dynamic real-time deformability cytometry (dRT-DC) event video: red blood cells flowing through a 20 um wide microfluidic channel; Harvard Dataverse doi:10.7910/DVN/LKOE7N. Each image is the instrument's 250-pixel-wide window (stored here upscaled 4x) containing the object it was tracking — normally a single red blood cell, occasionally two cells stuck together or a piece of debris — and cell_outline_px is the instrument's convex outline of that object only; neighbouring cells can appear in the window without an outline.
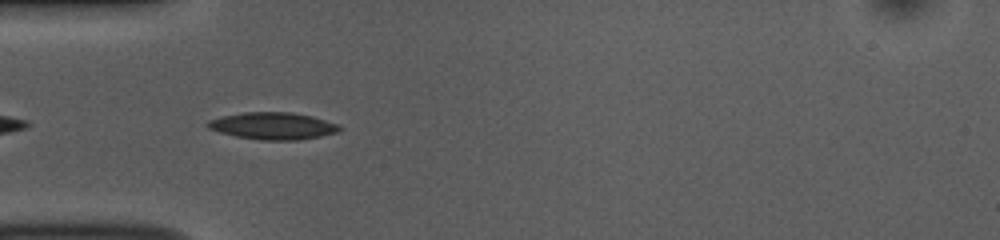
{"species": "common noctule bat (a hibernating species)", "species_latin": "Nyctalus noctula", "temperature_condition": "room temperature", "stored_images_in_passage": 19, "camera_frame_rate_fps": 3000, "um_per_image_px": 0.085, "animal": {"sex": "female", "body_mass_g": 10.0, "forearm_length_mm": 53.1}, "frame": {"image": 1, "passage_image": 2, "time_ms": 0.333, "image_size_px": [1000, 240], "cell_outline_px": [[344, 128], [340, 132], [320, 136], [296, 140], [260, 140], [236, 136], [220, 132], [208, 128], [204, 124], [208, 120], [220, 116], [244, 112], [292, 112], [312, 116], [336, 124]], "centroid_in_image_um": [23.18, 10.7], "position_along_channel_um": 61.8, "area_um2": 20.87}}
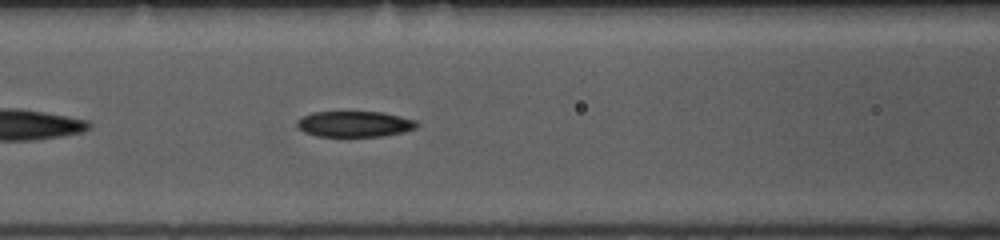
{"frame": {"image": 2, "passage_image": 8, "time_ms": 2.333, "image_size_px": [1000, 240], "cell_outline_px": [[420, 124], [416, 128], [404, 132], [384, 136], [316, 136], [304, 132], [296, 128], [296, 120], [312, 112], [384, 112], [416, 120]], "centroid_in_image_um": [30.14, 10.54], "position_along_channel_um": 136.5, "area_um2": 18.21}}
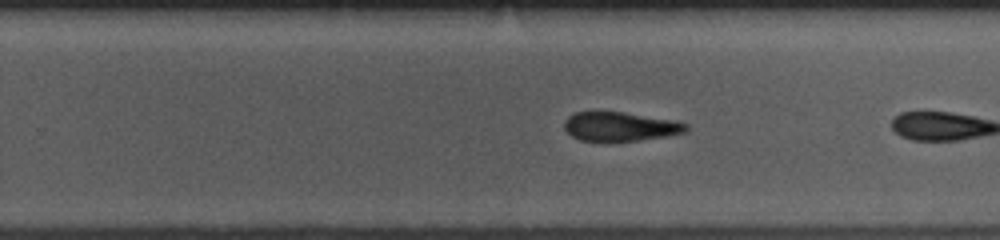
{"frame": {"image": 3, "passage_image": 17, "time_ms": 5.333, "image_size_px": [1000, 240], "cell_outline_px": [[688, 128], [684, 132], [664, 136], [636, 140], [580, 140], [572, 136], [564, 128], [564, 120], [568, 116], [576, 112], [624, 112], [676, 120], [688, 124]], "centroid_in_image_um": [52.71, 10.73], "position_along_channel_um": 277.1, "area_um2": 20.29}}